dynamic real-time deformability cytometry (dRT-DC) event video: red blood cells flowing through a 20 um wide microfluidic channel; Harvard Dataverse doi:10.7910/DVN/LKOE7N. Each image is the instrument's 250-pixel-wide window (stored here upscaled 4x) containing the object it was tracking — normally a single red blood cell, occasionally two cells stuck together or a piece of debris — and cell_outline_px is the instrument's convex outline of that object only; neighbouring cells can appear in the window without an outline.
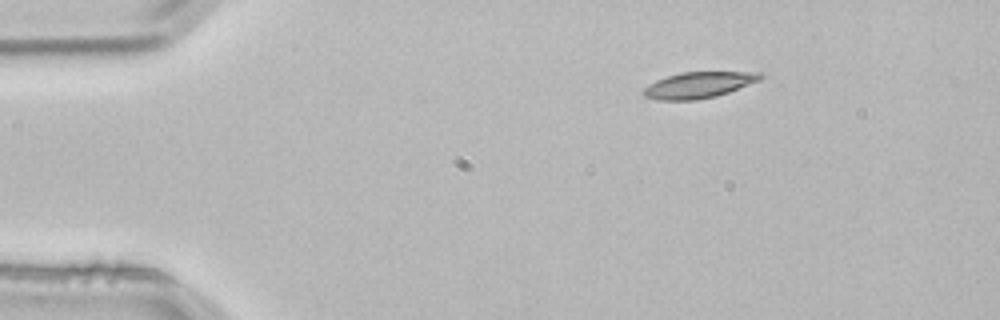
{"species": "common noctule bat (a hibernating species)", "species_latin": "Nyctalus noctula", "temperature_condition": "room temperature", "stored_images_in_passage": 2, "camera_frame_rate_fps": 3000, "um_per_image_px": 0.085, "animal": {"sex": "male", "body_mass_g": 21.5, "forearm_length_mm": 52.0}, "frame": {"image": 1, "passage_image": 1, "time_ms": 0.0, "image_size_px": [1000, 320], "cell_outline_px": [[764, 76], [760, 80], [728, 92], [716, 96], [696, 100], [660, 100], [644, 96], [640, 92], [648, 84], [656, 80], [680, 72], [764, 72]], "centroid_in_image_um": [59.37, 7.22], "position_along_channel_um": 25.6, "area_um2": 17.8}}